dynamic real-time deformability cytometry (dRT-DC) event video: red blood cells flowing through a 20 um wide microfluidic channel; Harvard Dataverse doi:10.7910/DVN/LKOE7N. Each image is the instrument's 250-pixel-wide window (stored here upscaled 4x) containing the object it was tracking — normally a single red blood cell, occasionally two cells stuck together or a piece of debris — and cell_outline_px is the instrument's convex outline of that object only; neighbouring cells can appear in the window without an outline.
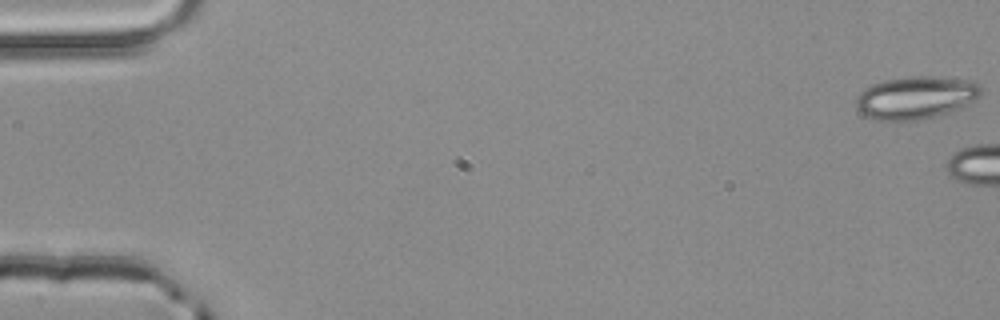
{"species": "common noctule bat (a hibernating species)", "species_latin": "Nyctalus noctula", "temperature_condition": "room temperature", "stored_images_in_passage": 5, "camera_frame_rate_fps": 3000, "um_per_image_px": 0.085, "animal": {"sex": "male", "body_mass_g": 20.4}, "frame": {"image": 1, "passage_image": 1, "time_ms": 0.0, "image_size_px": [1000, 320], "cell_outline_px": [[984, 88], [980, 96], [960, 108], [936, 116], [916, 120], [880, 120], [868, 116], [860, 112], [856, 108], [856, 96], [864, 88], [872, 84], [888, 80], [908, 76], [932, 76], [976, 80]], "centroid_in_image_um": [77.89, 8.27], "position_along_channel_um": 7.1, "area_um2": 31.21}}
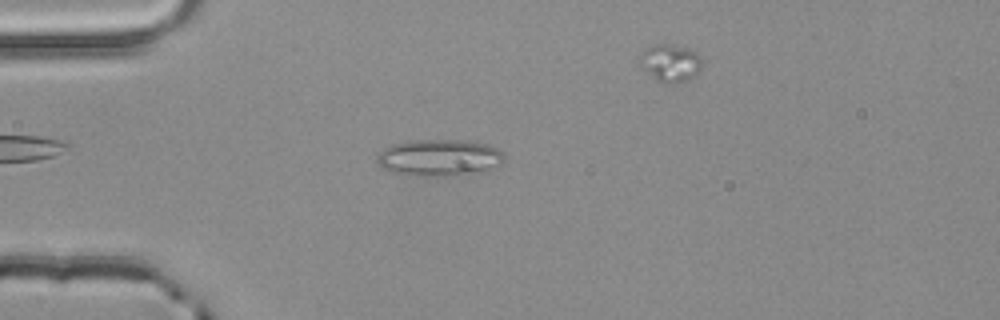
{"frame": {"image": 2, "passage_image": 4, "time_ms": 1.0, "image_size_px": [1000, 320], "cell_outline_px": [[504, 160], [500, 164], [488, 172], [468, 176], [428, 176], [392, 172], [380, 168], [376, 164], [376, 156], [384, 148], [392, 144], [416, 140], [464, 140], [488, 144], [504, 152]], "centroid_in_image_um": [37.39, 13.43], "position_along_channel_um": 47.6, "area_um2": 27.92}}